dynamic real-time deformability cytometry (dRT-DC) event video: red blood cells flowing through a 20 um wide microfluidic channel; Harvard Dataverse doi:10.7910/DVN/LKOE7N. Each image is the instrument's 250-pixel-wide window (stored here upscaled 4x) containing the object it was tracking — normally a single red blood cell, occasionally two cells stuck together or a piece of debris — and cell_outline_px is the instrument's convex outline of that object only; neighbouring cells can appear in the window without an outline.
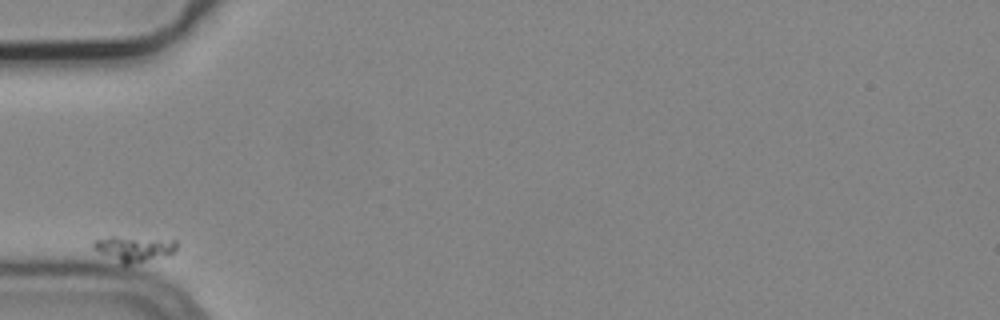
{"species": "common noctule bat (a hibernating species)", "species_latin": "Nyctalus noctula", "temperature_condition": "cold", "stored_images_in_passage": 2, "camera_frame_rate_fps": 3000, "um_per_image_px": 0.085, "animal": {"sex": "male", "body_mass_g": 19.2, "forearm_length_mm": 51.8}, "frame": {"image": 1, "passage_image": 1, "time_ms": 0.0, "image_size_px": [1000, 320], "cell_outline_px": [[176, 252], [128, 264], [124, 264], [92, 248], [92, 240], [108, 236], [116, 236], [176, 240]], "centroid_in_image_um": [11.34, 21.09], "position_along_channel_um": 73.7, "area_um2": 11.96}}